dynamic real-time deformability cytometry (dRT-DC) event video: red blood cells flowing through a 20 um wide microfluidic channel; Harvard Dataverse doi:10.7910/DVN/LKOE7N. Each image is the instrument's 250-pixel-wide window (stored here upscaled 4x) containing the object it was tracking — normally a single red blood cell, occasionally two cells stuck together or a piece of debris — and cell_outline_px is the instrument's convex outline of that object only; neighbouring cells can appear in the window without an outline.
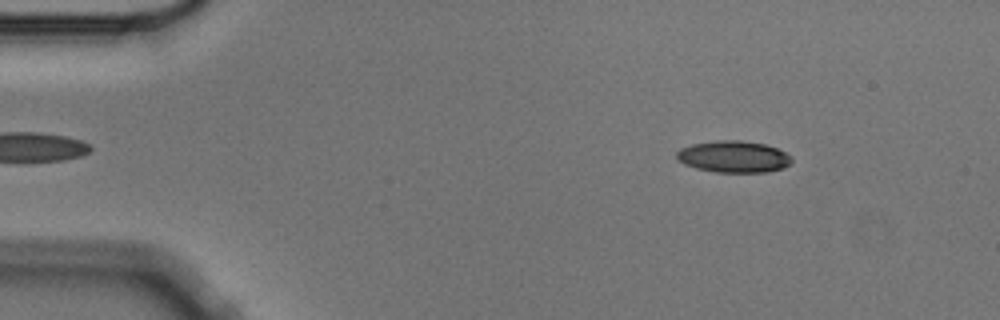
{"species": "Egyptian fruit bat (a non-hibernating species)", "species_latin": "Rousettus aegyptiacus", "temperature_condition": "cold", "stored_images_in_passage": 4, "camera_frame_rate_fps": 3000, "um_per_image_px": 0.085, "animal": {"sex": "male"}, "frame": {"image": 1, "passage_image": 1, "time_ms": 0.0, "image_size_px": [1000, 320], "cell_outline_px": [[792, 160], [784, 168], [768, 172], [716, 172], [696, 168], [684, 164], [676, 156], [676, 152], [680, 148], [692, 144], [716, 140], [740, 140], [764, 144], [776, 148], [792, 156]], "centroid_in_image_um": [62.35, 13.32], "position_along_channel_um": 22.6, "area_um2": 21.21}}